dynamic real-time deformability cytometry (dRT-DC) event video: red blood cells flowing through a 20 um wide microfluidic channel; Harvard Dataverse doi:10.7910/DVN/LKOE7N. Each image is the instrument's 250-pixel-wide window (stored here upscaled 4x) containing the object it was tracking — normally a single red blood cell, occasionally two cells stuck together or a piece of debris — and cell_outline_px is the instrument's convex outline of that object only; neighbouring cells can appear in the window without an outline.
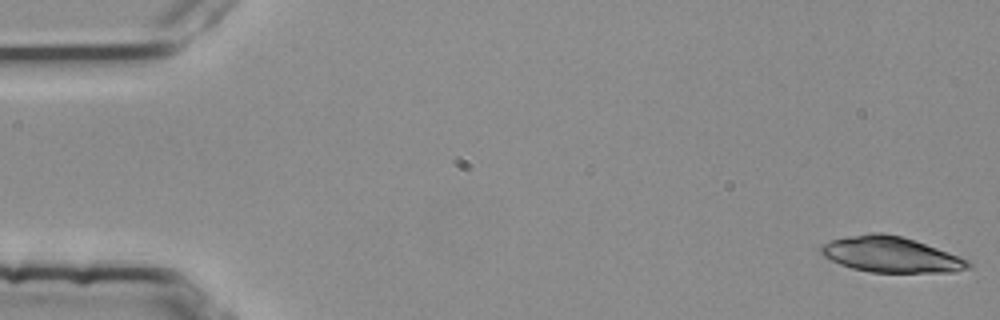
{"species": "common noctule bat (a hibernating species)", "species_latin": "Nyctalus noctula", "temperature_condition": "room temperature", "stored_images_in_passage": 4, "camera_frame_rate_fps": 3000, "um_per_image_px": 0.085, "animal": {"sex": "female", "body_mass_g": 25.1}, "frame": {"image": 1, "passage_image": 1, "time_ms": 0.0, "image_size_px": [1000, 320], "cell_outline_px": [[972, 264], [968, 268], [952, 272], [868, 272], [852, 268], [840, 264], [824, 256], [820, 252], [820, 248], [824, 244], [832, 240], [848, 236], [872, 232], [884, 232], [900, 236], [936, 248], [968, 260]], "centroid_in_image_um": [75.7, 21.64], "position_along_channel_um": 9.3, "area_um2": 30.06}}